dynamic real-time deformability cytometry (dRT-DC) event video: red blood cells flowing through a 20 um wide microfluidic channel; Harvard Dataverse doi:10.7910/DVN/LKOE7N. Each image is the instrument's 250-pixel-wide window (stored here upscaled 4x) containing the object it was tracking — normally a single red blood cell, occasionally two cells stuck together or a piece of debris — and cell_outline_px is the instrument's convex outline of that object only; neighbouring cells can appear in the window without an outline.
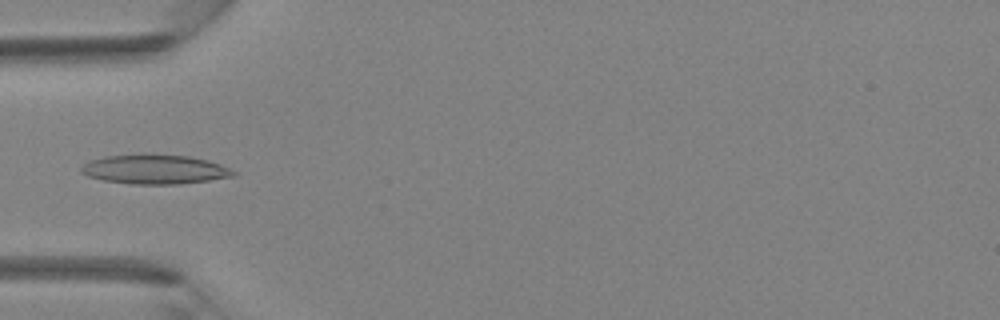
{"species": "Egyptian fruit bat (a non-hibernating species)", "species_latin": "Rousettus aegyptiacus", "temperature_condition": "room temperature", "stored_images_in_passage": 5, "camera_frame_rate_fps": 3000, "um_per_image_px": 0.085, "animal": {"sex": "female"}, "frame": {"image": 1, "passage_image": 4, "time_ms": 1.0, "image_size_px": [1000, 320], "cell_outline_px": [[236, 176], [180, 184], [132, 184], [104, 180], [88, 176], [80, 172], [80, 168], [88, 160], [104, 156], [144, 152], [152, 152], [188, 156], [208, 160], [220, 164], [236, 172]], "centroid_in_image_um": [13.12, 14.36], "position_along_channel_um": 71.9, "area_um2": 26.7}}
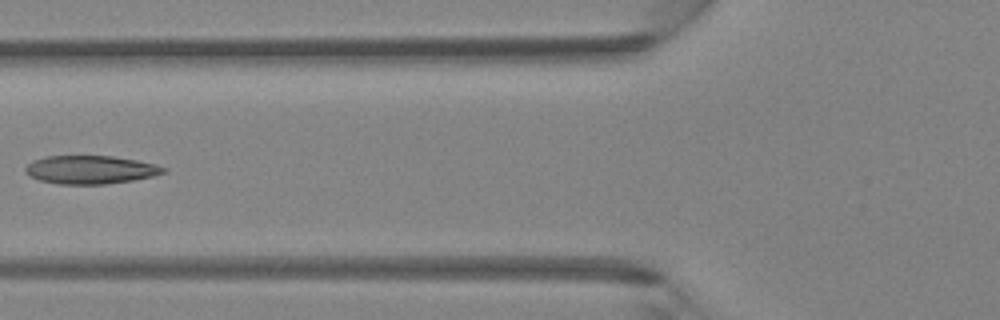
{"frame": {"image": 2, "passage_image": 5, "time_ms": 1.333, "image_size_px": [1000, 320], "cell_outline_px": [[168, 172], [152, 176], [132, 180], [104, 184], [56, 184], [40, 180], [24, 172], [24, 168], [32, 160], [44, 156], [112, 156], [136, 160], [156, 164], [168, 168]], "centroid_in_image_um": [7.69, 14.42], "position_along_channel_um": 118.1, "area_um2": 22.83}}